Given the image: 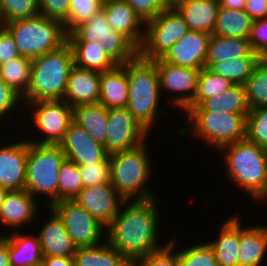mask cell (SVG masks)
Masks as SVG:
<instances>
[{
  "label": "cell",
  "mask_w": 267,
  "mask_h": 266,
  "mask_svg": "<svg viewBox=\"0 0 267 266\" xmlns=\"http://www.w3.org/2000/svg\"><path fill=\"white\" fill-rule=\"evenodd\" d=\"M157 206L156 198L124 201L106 226L105 240L128 261L137 262L165 246L158 238L160 209Z\"/></svg>",
  "instance_id": "obj_1"
},
{
  "label": "cell",
  "mask_w": 267,
  "mask_h": 266,
  "mask_svg": "<svg viewBox=\"0 0 267 266\" xmlns=\"http://www.w3.org/2000/svg\"><path fill=\"white\" fill-rule=\"evenodd\" d=\"M123 66L127 72L129 89L126 108L150 133L154 123L157 124L156 119L165 114L164 109H158L162 93L155 60L145 59L138 53Z\"/></svg>",
  "instance_id": "obj_2"
},
{
  "label": "cell",
  "mask_w": 267,
  "mask_h": 266,
  "mask_svg": "<svg viewBox=\"0 0 267 266\" xmlns=\"http://www.w3.org/2000/svg\"><path fill=\"white\" fill-rule=\"evenodd\" d=\"M226 170L230 181L257 202L267 200V149L246 138L223 146Z\"/></svg>",
  "instance_id": "obj_3"
},
{
  "label": "cell",
  "mask_w": 267,
  "mask_h": 266,
  "mask_svg": "<svg viewBox=\"0 0 267 266\" xmlns=\"http://www.w3.org/2000/svg\"><path fill=\"white\" fill-rule=\"evenodd\" d=\"M73 67V51L67 41L58 49L32 59L30 83L22 97L23 103L63 100Z\"/></svg>",
  "instance_id": "obj_4"
},
{
  "label": "cell",
  "mask_w": 267,
  "mask_h": 266,
  "mask_svg": "<svg viewBox=\"0 0 267 266\" xmlns=\"http://www.w3.org/2000/svg\"><path fill=\"white\" fill-rule=\"evenodd\" d=\"M146 147L143 142L136 148L109 155L110 184L125 201L156 198L147 186L153 166Z\"/></svg>",
  "instance_id": "obj_5"
},
{
  "label": "cell",
  "mask_w": 267,
  "mask_h": 266,
  "mask_svg": "<svg viewBox=\"0 0 267 266\" xmlns=\"http://www.w3.org/2000/svg\"><path fill=\"white\" fill-rule=\"evenodd\" d=\"M187 114L185 125L179 130L181 136L186 133L212 146L211 149H220L225 145L245 139L247 114L217 113L205 110H184ZM188 129V130H187ZM210 144V145H209Z\"/></svg>",
  "instance_id": "obj_6"
},
{
  "label": "cell",
  "mask_w": 267,
  "mask_h": 266,
  "mask_svg": "<svg viewBox=\"0 0 267 266\" xmlns=\"http://www.w3.org/2000/svg\"><path fill=\"white\" fill-rule=\"evenodd\" d=\"M3 26L12 35L19 53L31 59L58 49L67 41L63 24L40 14Z\"/></svg>",
  "instance_id": "obj_7"
},
{
  "label": "cell",
  "mask_w": 267,
  "mask_h": 266,
  "mask_svg": "<svg viewBox=\"0 0 267 266\" xmlns=\"http://www.w3.org/2000/svg\"><path fill=\"white\" fill-rule=\"evenodd\" d=\"M65 159L66 155L59 144L28 141L25 190L34 198L40 194L49 196L46 208L58 202L59 168Z\"/></svg>",
  "instance_id": "obj_8"
},
{
  "label": "cell",
  "mask_w": 267,
  "mask_h": 266,
  "mask_svg": "<svg viewBox=\"0 0 267 266\" xmlns=\"http://www.w3.org/2000/svg\"><path fill=\"white\" fill-rule=\"evenodd\" d=\"M94 41L103 47L116 65L125 64L139 53V49L126 36L111 28L103 9L67 34L68 43Z\"/></svg>",
  "instance_id": "obj_9"
},
{
  "label": "cell",
  "mask_w": 267,
  "mask_h": 266,
  "mask_svg": "<svg viewBox=\"0 0 267 266\" xmlns=\"http://www.w3.org/2000/svg\"><path fill=\"white\" fill-rule=\"evenodd\" d=\"M145 35L139 54L149 60L161 58L191 30L180 13L171 6L145 24Z\"/></svg>",
  "instance_id": "obj_10"
},
{
  "label": "cell",
  "mask_w": 267,
  "mask_h": 266,
  "mask_svg": "<svg viewBox=\"0 0 267 266\" xmlns=\"http://www.w3.org/2000/svg\"><path fill=\"white\" fill-rule=\"evenodd\" d=\"M49 207L61 218L77 248L98 245L105 238L106 227L75 201L62 200Z\"/></svg>",
  "instance_id": "obj_11"
},
{
  "label": "cell",
  "mask_w": 267,
  "mask_h": 266,
  "mask_svg": "<svg viewBox=\"0 0 267 266\" xmlns=\"http://www.w3.org/2000/svg\"><path fill=\"white\" fill-rule=\"evenodd\" d=\"M25 108L33 113L34 127L43 133L40 139L30 138L35 144H59L73 121L72 107L64 100H42L27 103ZM32 108V109H31Z\"/></svg>",
  "instance_id": "obj_12"
},
{
  "label": "cell",
  "mask_w": 267,
  "mask_h": 266,
  "mask_svg": "<svg viewBox=\"0 0 267 266\" xmlns=\"http://www.w3.org/2000/svg\"><path fill=\"white\" fill-rule=\"evenodd\" d=\"M148 134L127 108L108 109L105 141L108 155L138 147L147 142Z\"/></svg>",
  "instance_id": "obj_13"
},
{
  "label": "cell",
  "mask_w": 267,
  "mask_h": 266,
  "mask_svg": "<svg viewBox=\"0 0 267 266\" xmlns=\"http://www.w3.org/2000/svg\"><path fill=\"white\" fill-rule=\"evenodd\" d=\"M155 66L159 75L160 90L176 93L170 100V103L173 102L171 105L185 110L194 101L201 69L174 65L163 62L160 58L155 60Z\"/></svg>",
  "instance_id": "obj_14"
},
{
  "label": "cell",
  "mask_w": 267,
  "mask_h": 266,
  "mask_svg": "<svg viewBox=\"0 0 267 266\" xmlns=\"http://www.w3.org/2000/svg\"><path fill=\"white\" fill-rule=\"evenodd\" d=\"M73 201L106 227L118 214L125 200L108 183L84 187Z\"/></svg>",
  "instance_id": "obj_15"
},
{
  "label": "cell",
  "mask_w": 267,
  "mask_h": 266,
  "mask_svg": "<svg viewBox=\"0 0 267 266\" xmlns=\"http://www.w3.org/2000/svg\"><path fill=\"white\" fill-rule=\"evenodd\" d=\"M28 140L0 146V187L7 191L25 189Z\"/></svg>",
  "instance_id": "obj_16"
},
{
  "label": "cell",
  "mask_w": 267,
  "mask_h": 266,
  "mask_svg": "<svg viewBox=\"0 0 267 266\" xmlns=\"http://www.w3.org/2000/svg\"><path fill=\"white\" fill-rule=\"evenodd\" d=\"M210 36L211 34L206 32L191 30L160 59L186 68L202 69L206 67Z\"/></svg>",
  "instance_id": "obj_17"
},
{
  "label": "cell",
  "mask_w": 267,
  "mask_h": 266,
  "mask_svg": "<svg viewBox=\"0 0 267 266\" xmlns=\"http://www.w3.org/2000/svg\"><path fill=\"white\" fill-rule=\"evenodd\" d=\"M66 159L79 166L101 162L108 154L102 144L93 140L86 131L73 121L68 126L64 139L59 143Z\"/></svg>",
  "instance_id": "obj_18"
},
{
  "label": "cell",
  "mask_w": 267,
  "mask_h": 266,
  "mask_svg": "<svg viewBox=\"0 0 267 266\" xmlns=\"http://www.w3.org/2000/svg\"><path fill=\"white\" fill-rule=\"evenodd\" d=\"M102 9L115 31L126 36L138 49L142 46L145 24L125 0H104ZM142 30V31H141Z\"/></svg>",
  "instance_id": "obj_19"
},
{
  "label": "cell",
  "mask_w": 267,
  "mask_h": 266,
  "mask_svg": "<svg viewBox=\"0 0 267 266\" xmlns=\"http://www.w3.org/2000/svg\"><path fill=\"white\" fill-rule=\"evenodd\" d=\"M101 73L74 66L68 76L64 101L72 108L96 104L99 100Z\"/></svg>",
  "instance_id": "obj_20"
},
{
  "label": "cell",
  "mask_w": 267,
  "mask_h": 266,
  "mask_svg": "<svg viewBox=\"0 0 267 266\" xmlns=\"http://www.w3.org/2000/svg\"><path fill=\"white\" fill-rule=\"evenodd\" d=\"M37 204H39L37 199L25 189L7 191L0 207L1 226L18 229V227L21 228L25 224L31 225L32 220L37 217Z\"/></svg>",
  "instance_id": "obj_21"
},
{
  "label": "cell",
  "mask_w": 267,
  "mask_h": 266,
  "mask_svg": "<svg viewBox=\"0 0 267 266\" xmlns=\"http://www.w3.org/2000/svg\"><path fill=\"white\" fill-rule=\"evenodd\" d=\"M50 217L46 220L39 233V241L44 257H73L77 247L64 228L61 218L50 207Z\"/></svg>",
  "instance_id": "obj_22"
},
{
  "label": "cell",
  "mask_w": 267,
  "mask_h": 266,
  "mask_svg": "<svg viewBox=\"0 0 267 266\" xmlns=\"http://www.w3.org/2000/svg\"><path fill=\"white\" fill-rule=\"evenodd\" d=\"M172 6L190 30L213 33L220 7L219 0H173Z\"/></svg>",
  "instance_id": "obj_23"
},
{
  "label": "cell",
  "mask_w": 267,
  "mask_h": 266,
  "mask_svg": "<svg viewBox=\"0 0 267 266\" xmlns=\"http://www.w3.org/2000/svg\"><path fill=\"white\" fill-rule=\"evenodd\" d=\"M238 216V217H237ZM239 215L224 221L219 236L209 241L213 248L218 266H239L240 222Z\"/></svg>",
  "instance_id": "obj_24"
},
{
  "label": "cell",
  "mask_w": 267,
  "mask_h": 266,
  "mask_svg": "<svg viewBox=\"0 0 267 266\" xmlns=\"http://www.w3.org/2000/svg\"><path fill=\"white\" fill-rule=\"evenodd\" d=\"M7 234L3 236L8 242L10 266H42L44 256L38 235L23 234L15 229Z\"/></svg>",
  "instance_id": "obj_25"
},
{
  "label": "cell",
  "mask_w": 267,
  "mask_h": 266,
  "mask_svg": "<svg viewBox=\"0 0 267 266\" xmlns=\"http://www.w3.org/2000/svg\"><path fill=\"white\" fill-rule=\"evenodd\" d=\"M267 254V225L240 223L239 266H263Z\"/></svg>",
  "instance_id": "obj_26"
},
{
  "label": "cell",
  "mask_w": 267,
  "mask_h": 266,
  "mask_svg": "<svg viewBox=\"0 0 267 266\" xmlns=\"http://www.w3.org/2000/svg\"><path fill=\"white\" fill-rule=\"evenodd\" d=\"M128 94L127 72L123 65L101 73L99 104L107 109L126 108Z\"/></svg>",
  "instance_id": "obj_27"
},
{
  "label": "cell",
  "mask_w": 267,
  "mask_h": 266,
  "mask_svg": "<svg viewBox=\"0 0 267 266\" xmlns=\"http://www.w3.org/2000/svg\"><path fill=\"white\" fill-rule=\"evenodd\" d=\"M73 122L105 148L108 109L102 104L78 105L72 108Z\"/></svg>",
  "instance_id": "obj_28"
},
{
  "label": "cell",
  "mask_w": 267,
  "mask_h": 266,
  "mask_svg": "<svg viewBox=\"0 0 267 266\" xmlns=\"http://www.w3.org/2000/svg\"><path fill=\"white\" fill-rule=\"evenodd\" d=\"M185 110H205L219 113L248 114L245 86L234 84L223 94L203 100L199 105H189Z\"/></svg>",
  "instance_id": "obj_29"
},
{
  "label": "cell",
  "mask_w": 267,
  "mask_h": 266,
  "mask_svg": "<svg viewBox=\"0 0 267 266\" xmlns=\"http://www.w3.org/2000/svg\"><path fill=\"white\" fill-rule=\"evenodd\" d=\"M253 52L251 44L246 38H229L211 34L208 42L206 67L209 68L214 62L248 57Z\"/></svg>",
  "instance_id": "obj_30"
},
{
  "label": "cell",
  "mask_w": 267,
  "mask_h": 266,
  "mask_svg": "<svg viewBox=\"0 0 267 266\" xmlns=\"http://www.w3.org/2000/svg\"><path fill=\"white\" fill-rule=\"evenodd\" d=\"M127 262L105 238L98 245L78 247L73 255V266H124Z\"/></svg>",
  "instance_id": "obj_31"
},
{
  "label": "cell",
  "mask_w": 267,
  "mask_h": 266,
  "mask_svg": "<svg viewBox=\"0 0 267 266\" xmlns=\"http://www.w3.org/2000/svg\"><path fill=\"white\" fill-rule=\"evenodd\" d=\"M252 22L245 10L219 7L212 35L248 39Z\"/></svg>",
  "instance_id": "obj_32"
},
{
  "label": "cell",
  "mask_w": 267,
  "mask_h": 266,
  "mask_svg": "<svg viewBox=\"0 0 267 266\" xmlns=\"http://www.w3.org/2000/svg\"><path fill=\"white\" fill-rule=\"evenodd\" d=\"M69 44L73 51L74 66L78 68L103 73L116 66L97 41Z\"/></svg>",
  "instance_id": "obj_33"
},
{
  "label": "cell",
  "mask_w": 267,
  "mask_h": 266,
  "mask_svg": "<svg viewBox=\"0 0 267 266\" xmlns=\"http://www.w3.org/2000/svg\"><path fill=\"white\" fill-rule=\"evenodd\" d=\"M261 58L258 53L253 52L248 57L214 62L209 69L229 79L233 84L244 85Z\"/></svg>",
  "instance_id": "obj_34"
},
{
  "label": "cell",
  "mask_w": 267,
  "mask_h": 266,
  "mask_svg": "<svg viewBox=\"0 0 267 266\" xmlns=\"http://www.w3.org/2000/svg\"><path fill=\"white\" fill-rule=\"evenodd\" d=\"M31 66L32 59L21 55L0 65V78L23 97L30 83Z\"/></svg>",
  "instance_id": "obj_35"
},
{
  "label": "cell",
  "mask_w": 267,
  "mask_h": 266,
  "mask_svg": "<svg viewBox=\"0 0 267 266\" xmlns=\"http://www.w3.org/2000/svg\"><path fill=\"white\" fill-rule=\"evenodd\" d=\"M244 86L250 109L267 106V59H260Z\"/></svg>",
  "instance_id": "obj_36"
},
{
  "label": "cell",
  "mask_w": 267,
  "mask_h": 266,
  "mask_svg": "<svg viewBox=\"0 0 267 266\" xmlns=\"http://www.w3.org/2000/svg\"><path fill=\"white\" fill-rule=\"evenodd\" d=\"M234 84L227 78L214 73L208 67L200 70L197 92L190 105H199L203 100L223 94Z\"/></svg>",
  "instance_id": "obj_37"
},
{
  "label": "cell",
  "mask_w": 267,
  "mask_h": 266,
  "mask_svg": "<svg viewBox=\"0 0 267 266\" xmlns=\"http://www.w3.org/2000/svg\"><path fill=\"white\" fill-rule=\"evenodd\" d=\"M83 188L79 165L65 159L59 168L58 201L74 200Z\"/></svg>",
  "instance_id": "obj_38"
},
{
  "label": "cell",
  "mask_w": 267,
  "mask_h": 266,
  "mask_svg": "<svg viewBox=\"0 0 267 266\" xmlns=\"http://www.w3.org/2000/svg\"><path fill=\"white\" fill-rule=\"evenodd\" d=\"M38 0H0V25L39 15Z\"/></svg>",
  "instance_id": "obj_39"
},
{
  "label": "cell",
  "mask_w": 267,
  "mask_h": 266,
  "mask_svg": "<svg viewBox=\"0 0 267 266\" xmlns=\"http://www.w3.org/2000/svg\"><path fill=\"white\" fill-rule=\"evenodd\" d=\"M104 0H70V9L67 20L63 23L68 34L76 26L91 19L102 9Z\"/></svg>",
  "instance_id": "obj_40"
},
{
  "label": "cell",
  "mask_w": 267,
  "mask_h": 266,
  "mask_svg": "<svg viewBox=\"0 0 267 266\" xmlns=\"http://www.w3.org/2000/svg\"><path fill=\"white\" fill-rule=\"evenodd\" d=\"M245 138L267 149V106L250 109L246 116Z\"/></svg>",
  "instance_id": "obj_41"
},
{
  "label": "cell",
  "mask_w": 267,
  "mask_h": 266,
  "mask_svg": "<svg viewBox=\"0 0 267 266\" xmlns=\"http://www.w3.org/2000/svg\"><path fill=\"white\" fill-rule=\"evenodd\" d=\"M177 253L179 266H218L214 250L208 242L193 244Z\"/></svg>",
  "instance_id": "obj_42"
},
{
  "label": "cell",
  "mask_w": 267,
  "mask_h": 266,
  "mask_svg": "<svg viewBox=\"0 0 267 266\" xmlns=\"http://www.w3.org/2000/svg\"><path fill=\"white\" fill-rule=\"evenodd\" d=\"M79 172L84 187L110 183V158L107 155L101 162L89 166H79Z\"/></svg>",
  "instance_id": "obj_43"
},
{
  "label": "cell",
  "mask_w": 267,
  "mask_h": 266,
  "mask_svg": "<svg viewBox=\"0 0 267 266\" xmlns=\"http://www.w3.org/2000/svg\"><path fill=\"white\" fill-rule=\"evenodd\" d=\"M173 239L165 242L163 248L153 251L146 257L139 259L137 263L140 266H179L178 253L174 251L178 244L176 239Z\"/></svg>",
  "instance_id": "obj_44"
},
{
  "label": "cell",
  "mask_w": 267,
  "mask_h": 266,
  "mask_svg": "<svg viewBox=\"0 0 267 266\" xmlns=\"http://www.w3.org/2000/svg\"><path fill=\"white\" fill-rule=\"evenodd\" d=\"M141 21L146 24L172 6L173 0H125Z\"/></svg>",
  "instance_id": "obj_45"
},
{
  "label": "cell",
  "mask_w": 267,
  "mask_h": 266,
  "mask_svg": "<svg viewBox=\"0 0 267 266\" xmlns=\"http://www.w3.org/2000/svg\"><path fill=\"white\" fill-rule=\"evenodd\" d=\"M40 15L57 20L62 24L67 20L70 0H38Z\"/></svg>",
  "instance_id": "obj_46"
},
{
  "label": "cell",
  "mask_w": 267,
  "mask_h": 266,
  "mask_svg": "<svg viewBox=\"0 0 267 266\" xmlns=\"http://www.w3.org/2000/svg\"><path fill=\"white\" fill-rule=\"evenodd\" d=\"M248 40L254 52L262 58L267 55V17L253 20Z\"/></svg>",
  "instance_id": "obj_47"
},
{
  "label": "cell",
  "mask_w": 267,
  "mask_h": 266,
  "mask_svg": "<svg viewBox=\"0 0 267 266\" xmlns=\"http://www.w3.org/2000/svg\"><path fill=\"white\" fill-rule=\"evenodd\" d=\"M20 101H23L22 96L0 78V118H8L9 114L11 118V112H15V109L18 111Z\"/></svg>",
  "instance_id": "obj_48"
},
{
  "label": "cell",
  "mask_w": 267,
  "mask_h": 266,
  "mask_svg": "<svg viewBox=\"0 0 267 266\" xmlns=\"http://www.w3.org/2000/svg\"><path fill=\"white\" fill-rule=\"evenodd\" d=\"M20 56L21 54L16 47L12 35L4 26L0 25V65Z\"/></svg>",
  "instance_id": "obj_49"
},
{
  "label": "cell",
  "mask_w": 267,
  "mask_h": 266,
  "mask_svg": "<svg viewBox=\"0 0 267 266\" xmlns=\"http://www.w3.org/2000/svg\"><path fill=\"white\" fill-rule=\"evenodd\" d=\"M245 12L252 20H259L267 17V0H247Z\"/></svg>",
  "instance_id": "obj_50"
},
{
  "label": "cell",
  "mask_w": 267,
  "mask_h": 266,
  "mask_svg": "<svg viewBox=\"0 0 267 266\" xmlns=\"http://www.w3.org/2000/svg\"><path fill=\"white\" fill-rule=\"evenodd\" d=\"M42 266H73V257H43Z\"/></svg>",
  "instance_id": "obj_51"
},
{
  "label": "cell",
  "mask_w": 267,
  "mask_h": 266,
  "mask_svg": "<svg viewBox=\"0 0 267 266\" xmlns=\"http://www.w3.org/2000/svg\"><path fill=\"white\" fill-rule=\"evenodd\" d=\"M0 266H10L8 242L2 233L0 236Z\"/></svg>",
  "instance_id": "obj_52"
},
{
  "label": "cell",
  "mask_w": 267,
  "mask_h": 266,
  "mask_svg": "<svg viewBox=\"0 0 267 266\" xmlns=\"http://www.w3.org/2000/svg\"><path fill=\"white\" fill-rule=\"evenodd\" d=\"M247 0H219L220 7L231 10H245Z\"/></svg>",
  "instance_id": "obj_53"
},
{
  "label": "cell",
  "mask_w": 267,
  "mask_h": 266,
  "mask_svg": "<svg viewBox=\"0 0 267 266\" xmlns=\"http://www.w3.org/2000/svg\"><path fill=\"white\" fill-rule=\"evenodd\" d=\"M6 193H7V190L0 187V207H1V204L3 203V199H4Z\"/></svg>",
  "instance_id": "obj_54"
},
{
  "label": "cell",
  "mask_w": 267,
  "mask_h": 266,
  "mask_svg": "<svg viewBox=\"0 0 267 266\" xmlns=\"http://www.w3.org/2000/svg\"><path fill=\"white\" fill-rule=\"evenodd\" d=\"M124 266H140L136 261H128Z\"/></svg>",
  "instance_id": "obj_55"
}]
</instances>
